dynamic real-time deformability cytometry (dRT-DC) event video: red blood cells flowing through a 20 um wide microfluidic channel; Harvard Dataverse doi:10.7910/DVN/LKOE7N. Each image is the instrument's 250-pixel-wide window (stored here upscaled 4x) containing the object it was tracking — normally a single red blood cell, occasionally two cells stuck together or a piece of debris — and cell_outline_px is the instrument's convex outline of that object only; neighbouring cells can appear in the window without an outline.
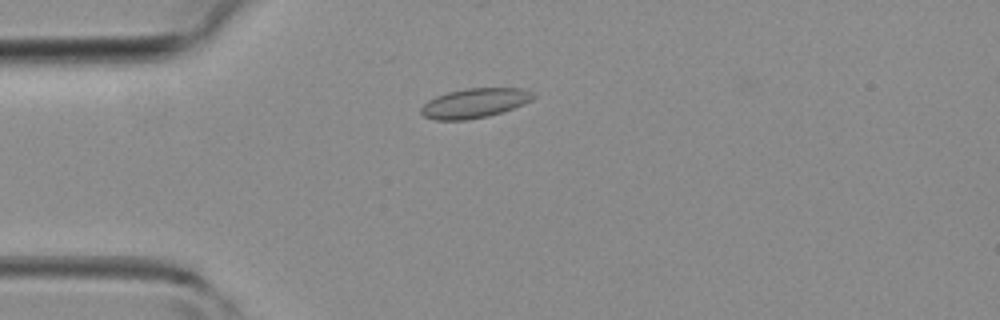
{"species": "common noctule bat (a hibernating species)", "species_latin": "Nyctalus noctula", "temperature_condition": "room temperature", "stored_images_in_passage": 39, "camera_frame_rate_fps": 3000, "um_per_image_px": 0.085, "animal": {"sex": "female", "body_mass_g": 19.3, "forearm_length_mm": 54.1}, "frame": {"image": 1, "passage_image": 7, "time_ms": 2.0, "image_size_px": [1000, 320], "cell_outline_px": [[536, 96], [532, 100], [512, 108], [488, 116], [468, 120], [436, 120], [424, 116], [420, 112], [420, 108], [428, 100], [436, 96], [448, 92], [464, 88], [524, 88], [536, 92]], "centroid_in_image_um": [40.36, 8.75], "position_along_channel_um": 44.6, "area_um2": 19.42}}
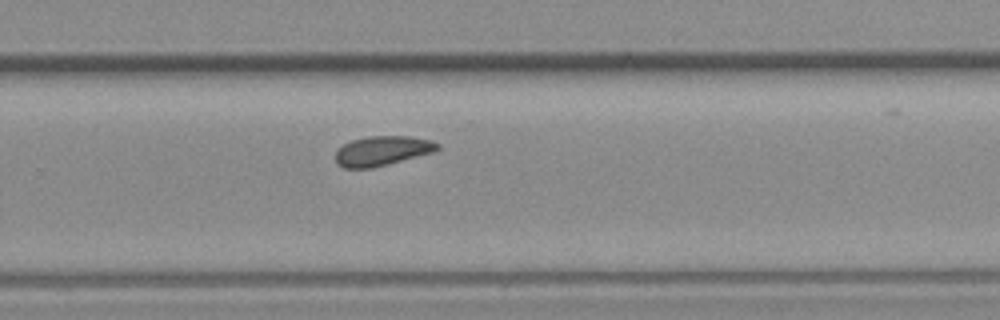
{"frame": {"image": 2, "passage_image": 24, "time_ms": 7.667, "image_size_px": [1000, 320], "cell_outline_px": [[440, 148], [432, 152], [388, 164], [372, 168], [344, 168], [336, 164], [336, 152], [344, 144], [352, 140], [368, 136], [408, 136], [432, 140], [440, 144]], "centroid_in_image_um": [32.49, 12.82], "position_along_channel_um": 297.3, "area_um2": 17.51}}
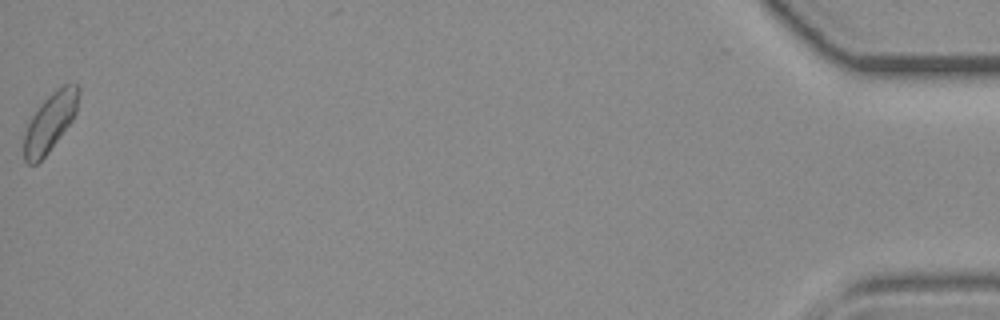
{"frame": {"image": 3, "passage_image": 39, "time_ms": 12.667, "image_size_px": [1000, 320], "cell_outline_px": [[80, 92], [76, 112], [72, 120], [48, 152], [36, 164], [28, 164], [24, 160], [24, 136], [28, 124], [32, 116], [44, 100], [56, 88], [64, 84], [76, 84], [80, 88]], "centroid_in_image_um": [4.27, 10.36], "position_along_channel_um": 430.9, "area_um2": 18.26}}